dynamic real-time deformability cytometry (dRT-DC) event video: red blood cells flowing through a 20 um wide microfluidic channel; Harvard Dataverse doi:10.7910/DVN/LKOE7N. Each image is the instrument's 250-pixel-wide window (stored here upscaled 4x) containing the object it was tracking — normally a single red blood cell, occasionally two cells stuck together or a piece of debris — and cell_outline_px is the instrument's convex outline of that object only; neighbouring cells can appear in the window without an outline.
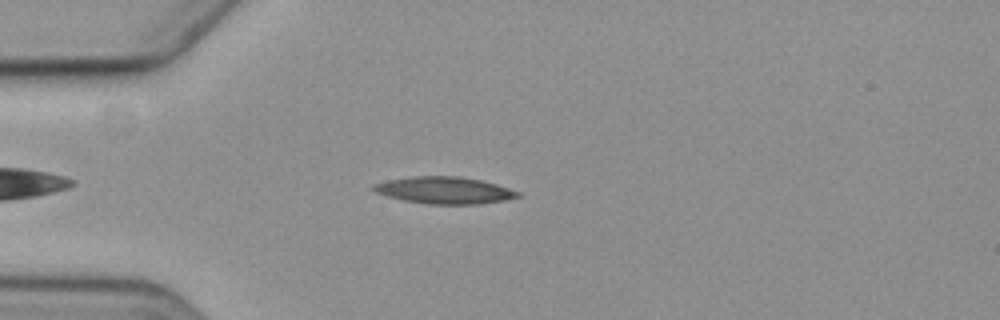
{"species": "common noctule bat (a hibernating species)", "species_latin": "Nyctalus noctula", "temperature_condition": "cold", "stored_images_in_passage": 7, "camera_frame_rate_fps": 3000, "um_per_image_px": 0.085, "animal": {"sex": "female", "body_mass_g": 19.3, "forearm_length_mm": 54.1}, "frame": {"image": 1, "passage_image": 4, "time_ms": 4.0, "image_size_px": [1000, 320], "cell_outline_px": [[520, 196], [504, 200], [480, 204], [428, 204], [404, 200], [388, 196], [376, 192], [372, 188], [372, 184], [388, 180], [412, 176], [460, 176], [480, 180], [496, 184], [520, 192]], "centroid_in_image_um": [37.77, 16.17], "position_along_channel_um": 47.2, "area_um2": 22.48}}
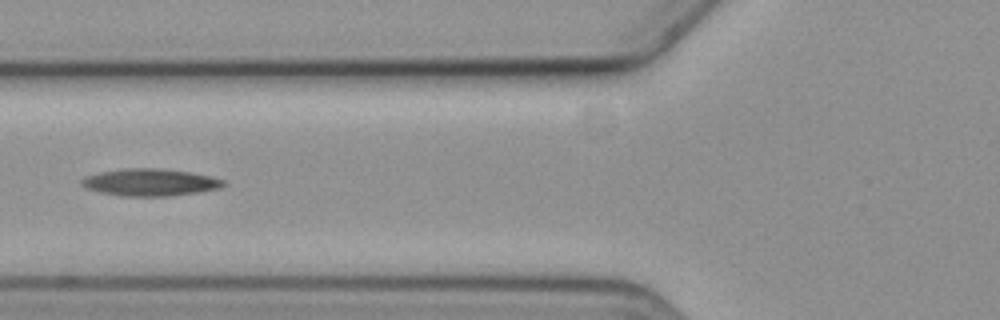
{"frame": {"image": 2, "passage_image": 6, "time_ms": 6.333, "image_size_px": [1000, 320], "cell_outline_px": [[224, 184], [220, 188], [196, 192], [168, 196], [120, 196], [100, 192], [84, 188], [80, 184], [80, 180], [88, 176], [100, 172], [128, 168], [156, 168], [188, 172], [208, 176], [224, 180]], "centroid_in_image_um": [12.7, 15.5], "position_along_channel_um": 113.1, "area_um2": 22.14}}
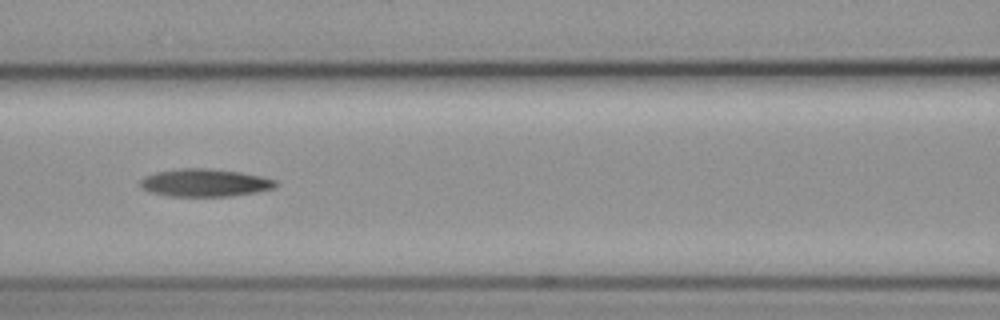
{"frame": {"image": 3, "passage_image": 7, "time_ms": 7.333, "image_size_px": [1000, 320], "cell_outline_px": [[280, 184], [276, 188], [256, 192], [232, 196], [168, 196], [148, 192], [140, 188], [140, 180], [144, 176], [156, 172], [180, 168], [208, 168], [240, 172], [260, 176], [276, 180]], "centroid_in_image_um": [17.4, 15.54], "position_along_channel_um": 149.2, "area_um2": 22.14}}